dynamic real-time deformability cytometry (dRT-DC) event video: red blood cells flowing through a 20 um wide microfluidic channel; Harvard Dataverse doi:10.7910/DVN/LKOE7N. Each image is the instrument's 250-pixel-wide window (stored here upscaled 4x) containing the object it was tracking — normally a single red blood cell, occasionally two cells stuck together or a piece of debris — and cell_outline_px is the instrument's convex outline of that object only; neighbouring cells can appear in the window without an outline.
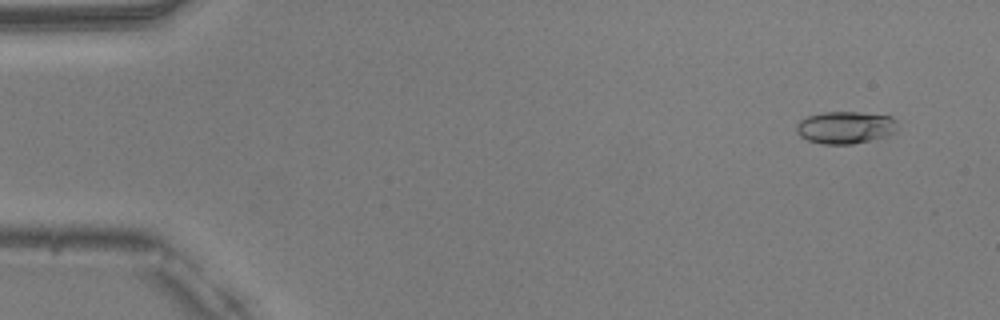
{"species": "common noctule bat (a hibernating species)", "species_latin": "Nyctalus noctula", "temperature_condition": "warm", "stored_images_in_passage": 28, "camera_frame_rate_fps": 3000, "um_per_image_px": 0.085, "animal": {"sex": "male", "body_mass_g": 20.5, "forearm_length_mm": 52.5}, "frame": {"image": 1, "passage_image": 4, "time_ms": 1.0, "image_size_px": [1000, 320], "cell_outline_px": [[896, 132], [888, 136], [852, 144], [820, 144], [808, 140], [800, 136], [796, 132], [796, 124], [800, 120], [808, 116], [824, 112], [860, 112], [892, 116], [896, 120]], "centroid_in_image_um": [71.86, 10.83], "position_along_channel_um": 13.1, "area_um2": 19.19}}
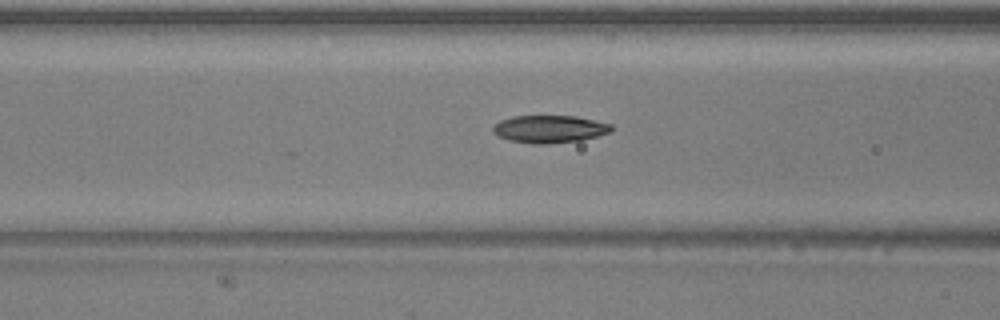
{"frame": {"image": 2, "passage_image": 21, "time_ms": 6.667, "image_size_px": [1000, 320], "cell_outline_px": [[612, 132], [580, 140], [548, 144], [532, 144], [508, 140], [492, 132], [492, 128], [500, 120], [512, 116], [576, 116], [612, 124]], "centroid_in_image_um": [46.71, 10.97], "position_along_channel_um": 119.9, "area_um2": 19.02}}
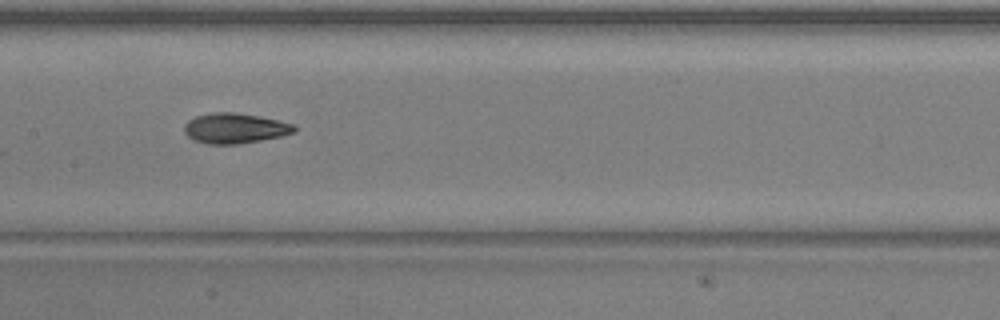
{"frame": {"image": 3, "passage_image": 26, "time_ms": 8.333, "image_size_px": [1000, 320], "cell_outline_px": [[296, 128], [292, 132], [280, 136], [260, 140], [236, 144], [208, 144], [192, 140], [184, 132], [184, 124], [188, 120], [196, 116], [216, 112], [236, 112], [260, 116], [296, 124]], "centroid_in_image_um": [19.94, 10.89], "position_along_channel_um": 187.5, "area_um2": 19.36}}